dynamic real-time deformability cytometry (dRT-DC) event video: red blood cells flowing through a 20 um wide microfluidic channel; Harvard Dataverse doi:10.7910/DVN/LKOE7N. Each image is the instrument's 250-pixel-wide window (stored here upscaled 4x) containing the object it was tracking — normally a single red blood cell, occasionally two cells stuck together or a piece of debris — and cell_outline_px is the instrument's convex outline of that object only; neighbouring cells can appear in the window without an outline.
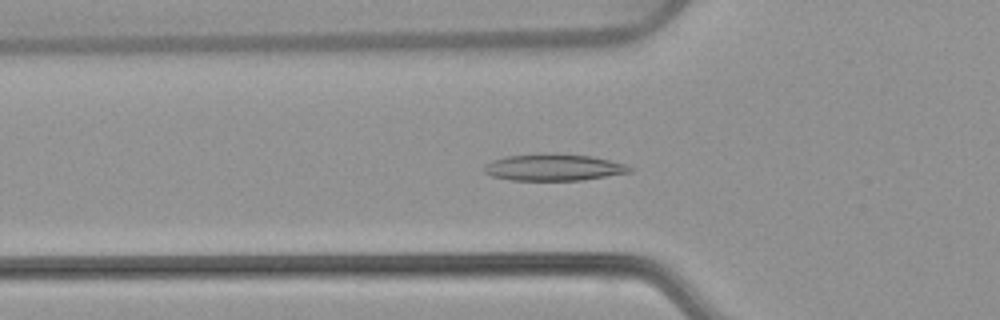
{"species": "common noctule bat (a hibernating species)", "species_latin": "Nyctalus noctula", "temperature_condition": "warm", "stored_images_in_passage": 52, "camera_frame_rate_fps": 3000, "um_per_image_px": 0.085, "animal": {"sex": "female", "body_mass_g": 22.7, "forearm_length_mm": 54.2}, "frame": {"image": 1, "passage_image": 17, "time_ms": 5.333, "image_size_px": [1000, 320], "cell_outline_px": [[632, 172], [580, 180], [512, 180], [492, 176], [484, 172], [484, 168], [492, 160], [508, 156], [592, 156], [628, 164], [632, 168]], "centroid_in_image_um": [47.12, 14.27], "position_along_channel_um": 78.7, "area_um2": 21.5}}
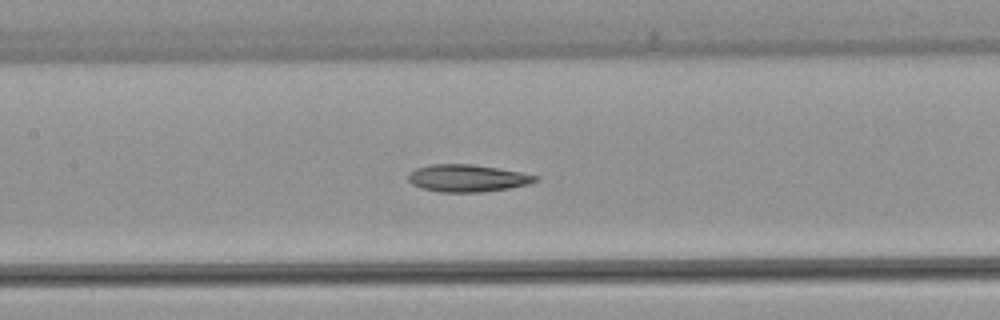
{"frame": {"image": 2, "passage_image": 24, "time_ms": 7.667, "image_size_px": [1000, 320], "cell_outline_px": [[540, 180], [528, 184], [508, 188], [480, 192], [440, 192], [424, 188], [412, 184], [408, 180], [408, 172], [416, 168], [432, 164], [472, 164], [520, 172], [540, 176]], "centroid_in_image_um": [39.73, 15.14], "position_along_channel_um": 167.7, "area_um2": 20.11}}
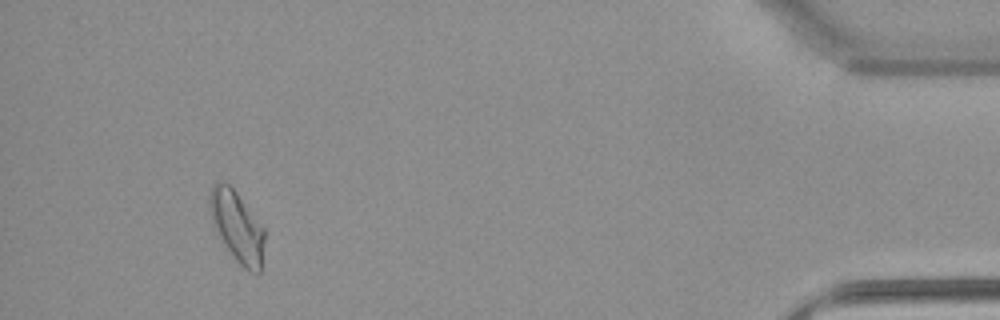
{"frame": {"image": 3, "passage_image": 49, "time_ms": 16.0, "image_size_px": [1000, 320], "cell_outline_px": [[264, 240], [260, 272], [248, 272], [236, 260], [212, 224], [208, 208], [208, 196], [212, 184], [216, 180], [224, 180], [236, 192], [264, 228]], "centroid_in_image_um": [20.1, 19.19], "position_along_channel_um": 415.1, "area_um2": 22.48}, "authors_computed_cell_mechanics": {"area_um2": 21.2126, "velocity_mm_per_s": 3.779, "shape_relaxation_time_tau1_ms": null, "shape_relaxation_time_tau2_ms": 6.1007, "deformation_change_tau1": null, "deformation_change_tau2": 0.1404}}